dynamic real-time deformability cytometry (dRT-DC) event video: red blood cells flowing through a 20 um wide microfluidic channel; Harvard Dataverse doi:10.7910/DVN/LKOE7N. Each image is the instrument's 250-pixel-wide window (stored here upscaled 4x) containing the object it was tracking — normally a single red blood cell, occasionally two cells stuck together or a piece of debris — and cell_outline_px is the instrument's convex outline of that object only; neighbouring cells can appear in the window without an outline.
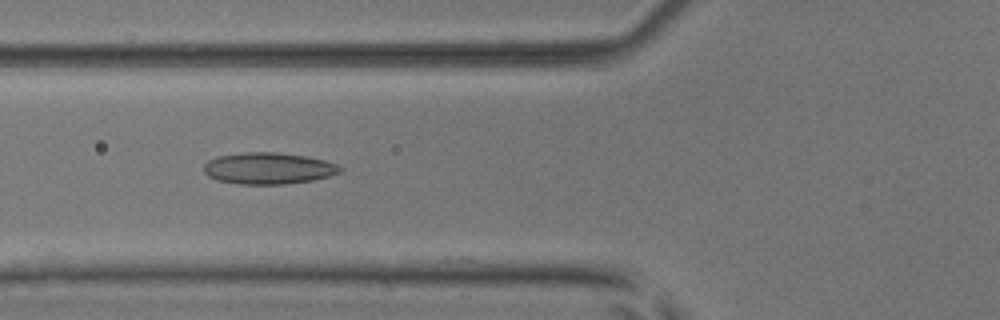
{"species": "common noctule bat (a hibernating species)", "species_latin": "Nyctalus noctula", "temperature_condition": "room temperature", "stored_images_in_passage": 36, "camera_frame_rate_fps": 3000, "um_per_image_px": 0.085, "animal": {"sex": "male", "body_mass_g": 17.9, "forearm_length_mm": 54.2}, "frame": {"image": 1, "passage_image": 4, "time_ms": 1.0, "image_size_px": [1000, 320], "cell_outline_px": [[344, 168], [340, 172], [328, 176], [312, 180], [284, 184], [240, 184], [216, 180], [208, 176], [204, 172], [204, 164], [208, 160], [216, 156], [244, 152], [272, 152], [308, 156], [324, 160], [336, 164]], "centroid_in_image_um": [22.79, 14.3], "position_along_channel_um": 103.0, "area_um2": 25.09}}
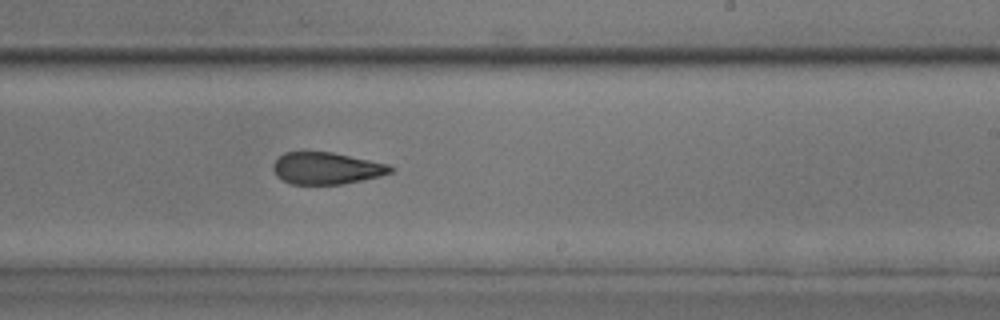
{"frame": {"image": 2, "passage_image": 16, "time_ms": 5.0, "image_size_px": [1000, 320], "cell_outline_px": [[396, 168], [392, 172], [380, 176], [340, 184], [292, 184], [276, 176], [272, 168], [272, 164], [284, 152], [332, 152], [388, 164]], "centroid_in_image_um": [27.74, 14.3], "position_along_channel_um": 261.3, "area_um2": 21.68}}
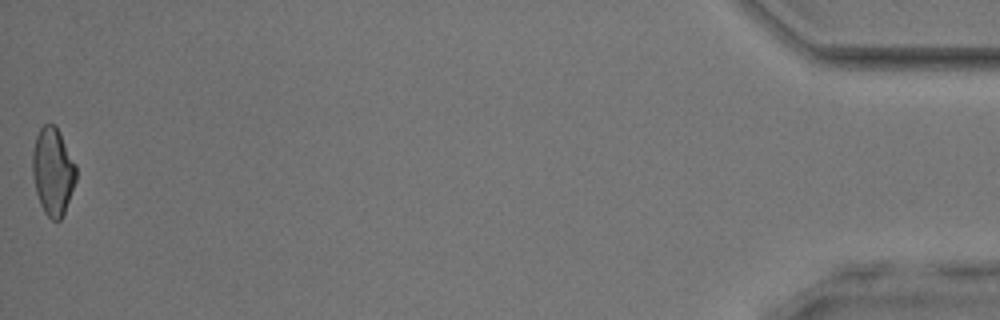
{"frame": {"image": 3, "passage_image": 36, "time_ms": 11.667, "image_size_px": [1000, 320], "cell_outline_px": [[76, 180], [64, 212], [60, 220], [52, 220], [44, 212], [40, 204], [36, 192], [32, 176], [32, 152], [36, 136], [40, 128], [44, 124], [56, 124], [76, 164]], "centroid_in_image_um": [4.48, 14.54], "position_along_channel_um": 430.7, "area_um2": 22.31}, "authors_computed_cell_mechanics": {"area_um2": 22.5998, "velocity_mm_per_s": 3.9671, "shape_relaxation_time_tau1_ms": null, "shape_relaxation_time_tau2_ms": 2.1139, "deformation_change_tau1": null, "deformation_change_tau2": 0.1023}}